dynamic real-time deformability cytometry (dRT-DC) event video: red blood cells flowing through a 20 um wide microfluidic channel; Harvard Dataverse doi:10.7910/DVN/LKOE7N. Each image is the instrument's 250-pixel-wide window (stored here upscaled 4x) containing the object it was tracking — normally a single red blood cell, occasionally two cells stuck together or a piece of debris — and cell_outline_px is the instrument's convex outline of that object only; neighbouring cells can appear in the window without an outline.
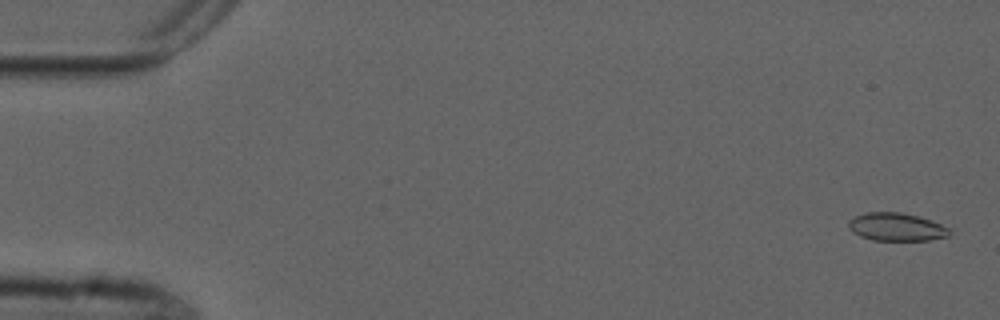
{"species": "common noctule bat (a hibernating species)", "species_latin": "Nyctalus noctula", "temperature_condition": "cold", "stored_images_in_passage": 55, "camera_frame_rate_fps": 3000, "um_per_image_px": 0.085, "animal": {"sex": "male", "forearm_length_mm": 52.5}, "frame": {"image": 1, "passage_image": 2, "time_ms": 0.333, "image_size_px": [1000, 320], "cell_outline_px": [[952, 232], [948, 236], [928, 240], [872, 240], [860, 236], [852, 232], [848, 228], [848, 220], [864, 212], [900, 212], [920, 216], [932, 220], [948, 228]], "centroid_in_image_um": [76.18, 19.28], "position_along_channel_um": 8.8, "area_um2": 16.59}}
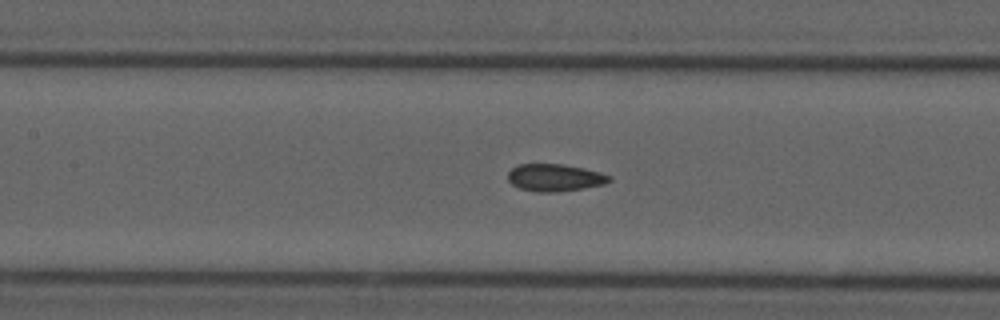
{"frame": {"image": 2, "passage_image": 25, "time_ms": 8.0, "image_size_px": [1000, 320], "cell_outline_px": [[612, 180], [604, 184], [584, 188], [556, 192], [536, 192], [520, 188], [512, 184], [508, 180], [508, 172], [512, 168], [520, 164], [564, 164], [584, 168], [600, 172], [612, 176]], "centroid_in_image_um": [47.18, 15.09], "position_along_channel_um": 160.2, "area_um2": 16.18}}
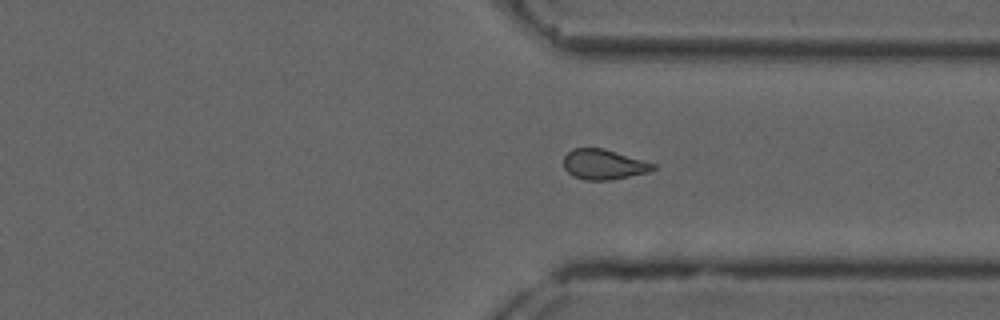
{"frame": {"image": 3, "passage_image": 41, "time_ms": 13.333, "image_size_px": [1000, 320], "cell_outline_px": [[656, 168], [648, 172], [612, 180], [584, 180], [572, 176], [564, 168], [564, 156], [572, 148], [600, 148], [656, 164]], "centroid_in_image_um": [51.28, 13.99], "position_along_channel_um": 360.1, "area_um2": 15.55}, "authors_computed_cell_mechanics": {"area_um2": 16.3574, "velocity_mm_per_s": 3.7516, "shape_relaxation_time_tau1_ms": null, "shape_relaxation_time_tau2_ms": 3.6831, "deformation_change_tau1": null, "deformation_change_tau2": 0.0634}}